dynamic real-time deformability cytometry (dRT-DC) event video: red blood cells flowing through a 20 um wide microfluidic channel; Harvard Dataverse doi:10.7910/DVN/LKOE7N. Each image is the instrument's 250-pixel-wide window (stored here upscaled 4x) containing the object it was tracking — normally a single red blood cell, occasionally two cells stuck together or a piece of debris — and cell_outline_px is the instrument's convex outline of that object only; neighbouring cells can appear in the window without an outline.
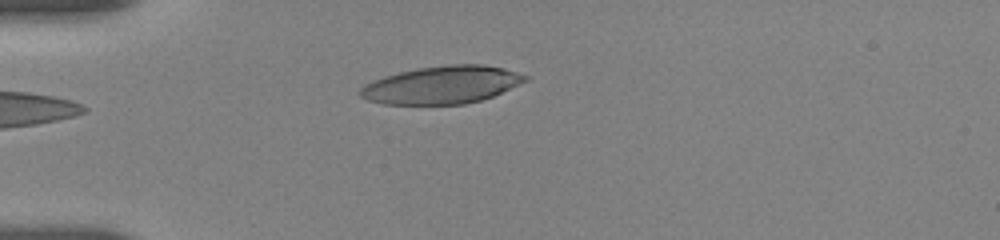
{"species": "human", "species_latin": "Homo sapiens", "temperature_condition": "room temperature", "stored_images_in_passage": 2, "camera_frame_rate_fps": 3000, "um_per_image_px": 0.085, "donor": {"sex": "female"}, "frame": {"image": 1, "passage_image": 2, "time_ms": 1.0, "image_size_px": [1000, 240], "cell_outline_px": [[528, 80], [492, 96], [480, 100], [464, 104], [384, 104], [368, 100], [360, 96], [360, 88], [364, 84], [372, 80], [384, 76], [400, 72], [420, 68], [448, 64], [484, 64], [504, 68], [528, 76]], "centroid_in_image_um": [37.55, 7.21], "position_along_channel_um": 47.5, "area_um2": 36.07}}